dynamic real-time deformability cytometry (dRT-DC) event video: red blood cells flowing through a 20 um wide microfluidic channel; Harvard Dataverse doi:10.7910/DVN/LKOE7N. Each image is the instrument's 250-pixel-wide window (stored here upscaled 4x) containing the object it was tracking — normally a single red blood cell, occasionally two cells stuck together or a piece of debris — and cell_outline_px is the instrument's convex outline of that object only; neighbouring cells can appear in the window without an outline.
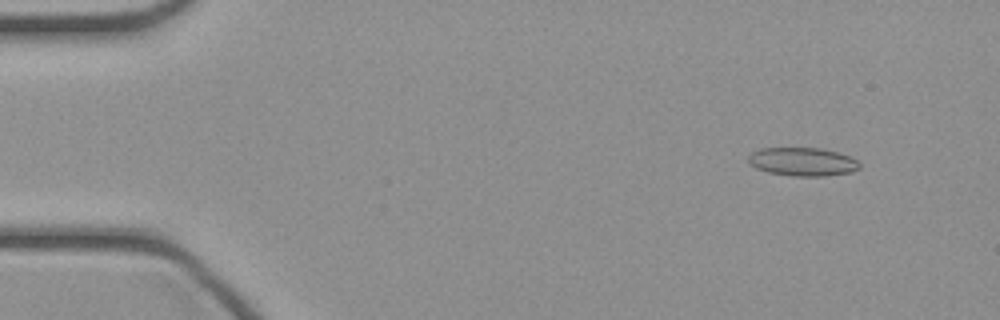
{"species": "common noctule bat (a hibernating species)", "species_latin": "Nyctalus noctula", "temperature_condition": "cold", "stored_images_in_passage": 46, "camera_frame_rate_fps": 3000, "um_per_image_px": 0.085, "animal": {"sex": "female", "body_mass_g": 21.9}, "frame": {"image": 1, "passage_image": 5, "time_ms": 1.333, "image_size_px": [1000, 320], "cell_outline_px": [[860, 168], [852, 172], [824, 176], [792, 176], [768, 172], [756, 168], [748, 160], [748, 156], [752, 152], [760, 148], [820, 148], [836, 152], [848, 156], [856, 160], [860, 164]], "centroid_in_image_um": [68.22, 13.75], "position_along_channel_um": 16.8, "area_um2": 18.32}}
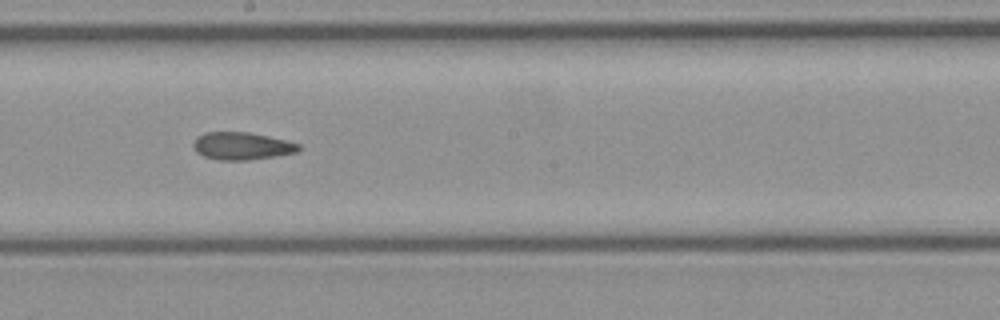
{"frame": {"image": 2, "passage_image": 26, "time_ms": 8.333, "image_size_px": [1000, 320], "cell_outline_px": [[300, 148], [296, 152], [276, 156], [248, 160], [220, 160], [204, 156], [196, 152], [192, 144], [196, 136], [204, 132], [248, 132], [288, 140], [300, 144]], "centroid_in_image_um": [20.54, 12.4], "position_along_channel_um": 227.7, "area_um2": 16.99}}
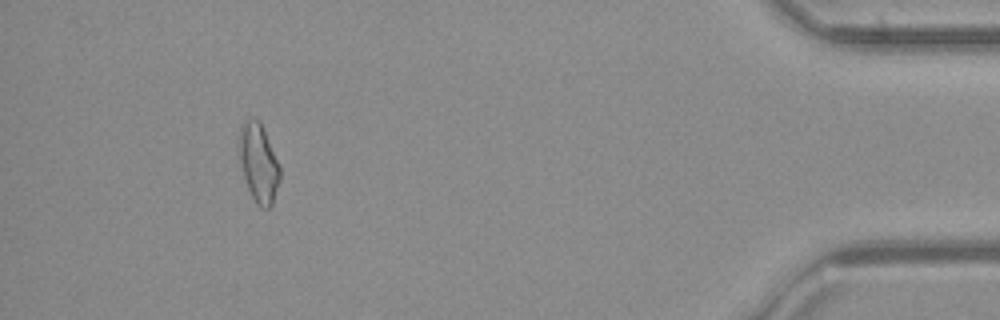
{"frame": {"image": 3, "passage_image": 43, "time_ms": 14.0, "image_size_px": [1000, 320], "cell_outline_px": [[280, 180], [272, 204], [268, 208], [260, 208], [252, 196], [248, 188], [244, 176], [240, 160], [240, 140], [244, 124], [248, 120], [256, 120], [260, 124], [264, 132], [280, 168]], "centroid_in_image_um": [22.01, 13.97], "position_along_channel_um": 413.2, "area_um2": 17.57}}